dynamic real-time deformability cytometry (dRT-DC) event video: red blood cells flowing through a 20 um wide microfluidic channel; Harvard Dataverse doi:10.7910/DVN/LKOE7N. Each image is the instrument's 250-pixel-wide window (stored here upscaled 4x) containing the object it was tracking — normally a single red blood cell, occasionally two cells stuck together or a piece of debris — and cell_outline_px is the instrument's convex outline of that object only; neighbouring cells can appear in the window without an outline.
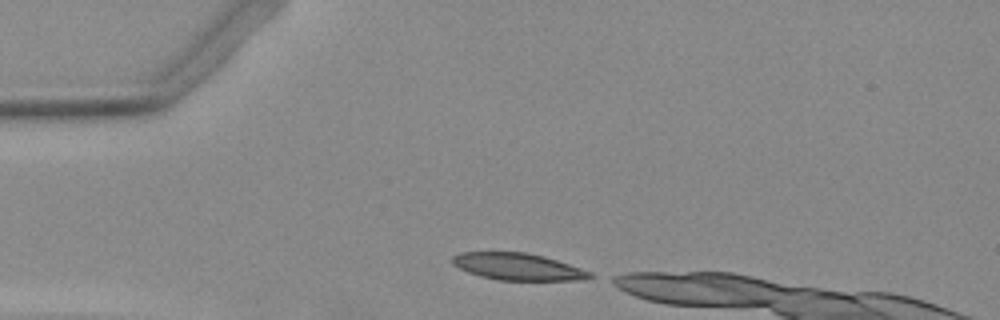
{"species": "Egyptian fruit bat (a non-hibernating species)", "species_latin": "Rousettus aegyptiacus", "temperature_condition": "warm", "stored_images_in_passage": 18, "camera_frame_rate_fps": 3000, "um_per_image_px": 0.085, "animal": {"sex": "female"}, "frame": {"image": 1, "passage_image": 1, "time_ms": 0.0, "image_size_px": [1000, 320], "cell_outline_px": [[596, 276], [584, 280], [496, 280], [480, 276], [468, 272], [452, 264], [452, 256], [460, 252], [524, 252], [544, 256], [592, 272]], "centroid_in_image_um": [44.02, 22.67], "position_along_channel_um": 41.0, "area_um2": 21.62}}
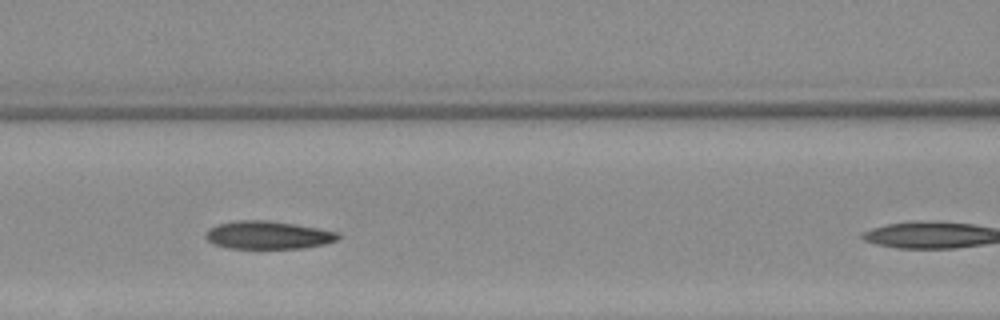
{"frame": {"image": 2, "passage_image": 11, "time_ms": 3.333, "image_size_px": [1000, 320], "cell_outline_px": [[340, 236], [336, 240], [324, 244], [304, 248], [228, 248], [212, 244], [204, 236], [204, 232], [208, 228], [216, 224], [236, 220], [268, 220], [340, 232]], "centroid_in_image_um": [22.72, 19.98], "position_along_channel_um": 143.9, "area_um2": 21.68}}
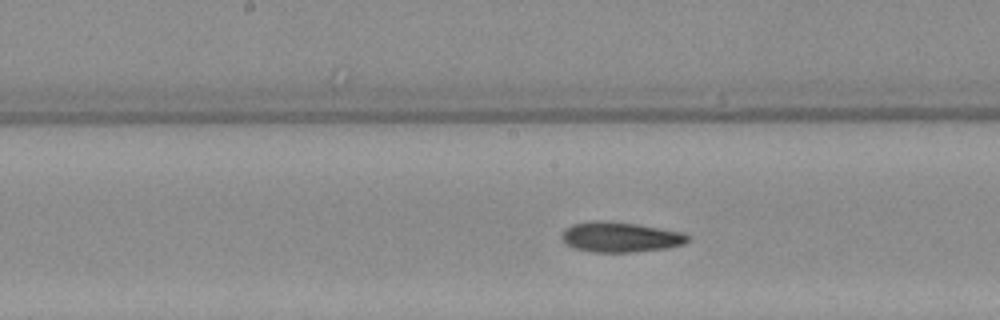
{"frame": {"image": 3, "passage_image": 15, "time_ms": 4.667, "image_size_px": [1000, 320], "cell_outline_px": [[688, 240], [684, 244], [668, 248], [636, 252], [592, 252], [576, 248], [568, 244], [560, 236], [564, 228], [572, 224], [596, 220], [604, 220], [636, 224], [684, 232], [688, 236]], "centroid_in_image_um": [52.73, 20.15], "position_along_channel_um": 195.5, "area_um2": 22.2}}